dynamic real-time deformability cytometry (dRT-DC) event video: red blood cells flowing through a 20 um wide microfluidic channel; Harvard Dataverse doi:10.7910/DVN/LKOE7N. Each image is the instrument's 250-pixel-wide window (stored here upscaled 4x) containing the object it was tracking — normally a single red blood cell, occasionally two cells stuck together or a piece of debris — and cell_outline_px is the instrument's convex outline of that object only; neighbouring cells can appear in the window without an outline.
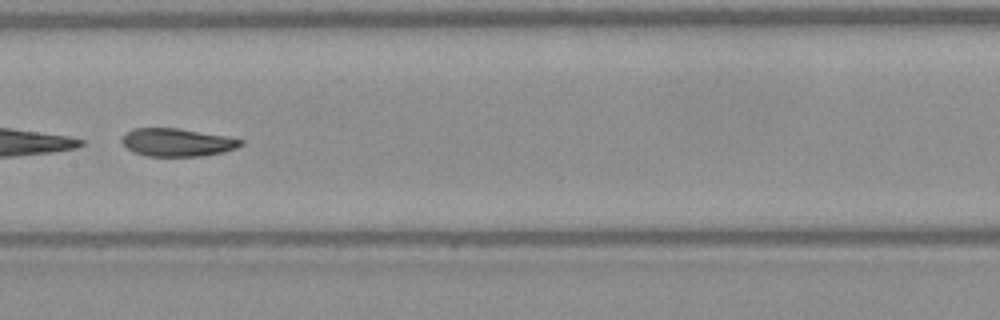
{"species": "Egyptian fruit bat (a non-hibernating species)", "species_latin": "Rousettus aegyptiacus", "temperature_condition": "warm", "stored_images_in_passage": 37, "segment_of_instrument_passage": [2, 2], "camera_frame_rate_fps": 3000, "um_per_image_px": 0.085, "frame": {"image": 1, "passage_image": 26, "time_ms": 8.333, "image_size_px": [1000, 320], "cell_outline_px": [[244, 144], [236, 148], [224, 152], [200, 156], [148, 156], [132, 152], [120, 140], [132, 128], [176, 128], [224, 136], [244, 140]], "centroid_in_image_um": [15.06, 12.11], "position_along_channel_um": 192.3, "area_um2": 19.19}}
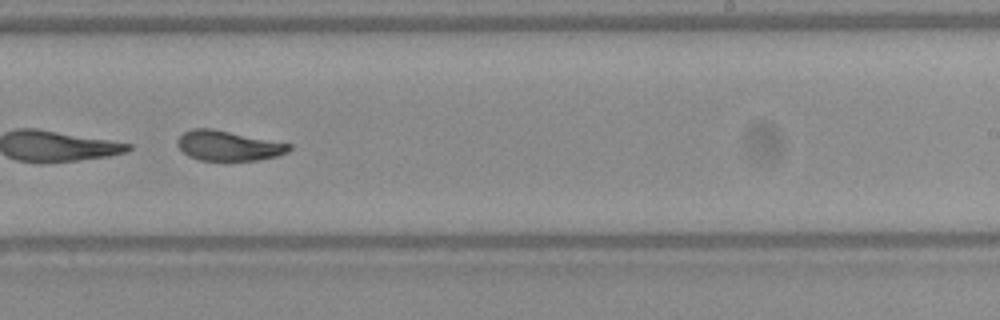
{"frame": {"image": 2, "passage_image": 32, "time_ms": 10.333, "image_size_px": [1000, 320], "cell_outline_px": [[292, 148], [288, 152], [276, 156], [256, 160], [200, 160], [188, 156], [176, 144], [176, 140], [184, 132], [192, 128], [212, 128], [292, 144]], "centroid_in_image_um": [19.4, 12.37], "position_along_channel_um": 269.6, "area_um2": 19.48}}